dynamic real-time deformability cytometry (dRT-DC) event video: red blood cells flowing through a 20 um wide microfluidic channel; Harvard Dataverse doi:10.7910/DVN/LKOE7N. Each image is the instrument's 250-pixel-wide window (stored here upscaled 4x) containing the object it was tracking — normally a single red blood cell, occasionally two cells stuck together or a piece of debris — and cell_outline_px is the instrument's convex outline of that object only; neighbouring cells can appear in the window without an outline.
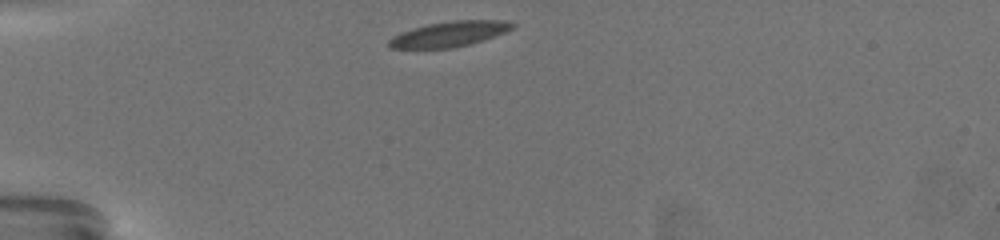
{"species": "common noctule bat (a hibernating species)", "species_latin": "Nyctalus noctula", "temperature_condition": "warm", "stored_images_in_passage": 38, "camera_frame_rate_fps": 3000, "um_per_image_px": 0.085, "animal": {"sex": "female", "body_mass_g": 19.5, "forearm_length_mm": 54.1}, "frame": {"image": 1, "passage_image": 1, "time_ms": 0.0, "image_size_px": [1000, 240], "cell_outline_px": [[516, 24], [512, 28], [504, 32], [468, 44], [448, 48], [392, 48], [388, 44], [388, 40], [392, 36], [400, 32], [412, 28], [428, 24], [452, 20], [500, 20]], "centroid_in_image_um": [38.12, 2.88], "position_along_channel_um": 46.9, "area_um2": 17.8}}
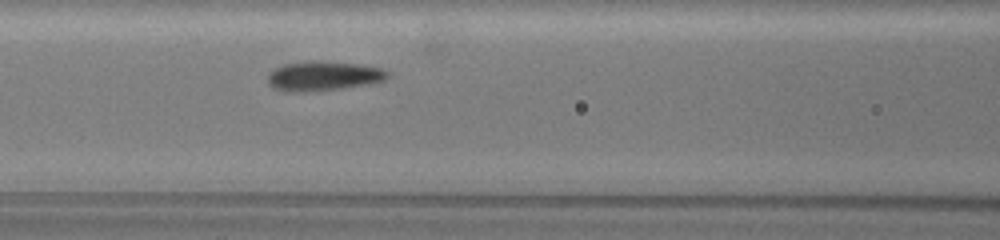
{"frame": {"image": 2, "passage_image": 12, "time_ms": 3.667, "image_size_px": [1000, 240], "cell_outline_px": [[388, 76], [384, 80], [340, 88], [296, 92], [288, 92], [272, 88], [268, 80], [268, 76], [276, 68], [284, 64], [320, 60], [360, 64], [380, 68], [388, 72]], "centroid_in_image_um": [27.46, 6.44], "position_along_channel_um": 139.1, "area_um2": 20.11}, "authors_computed_cell_mechanics": {"area_um2": 18.5827, "velocity_mm_per_s": 3.4139, "shape_relaxation_time_tau1_ms": 2.853, "shape_relaxation_time_tau2_ms": 1.3698, "deformation_change_tau1": 0.1184, "deformation_change_tau2": 0.0648}}